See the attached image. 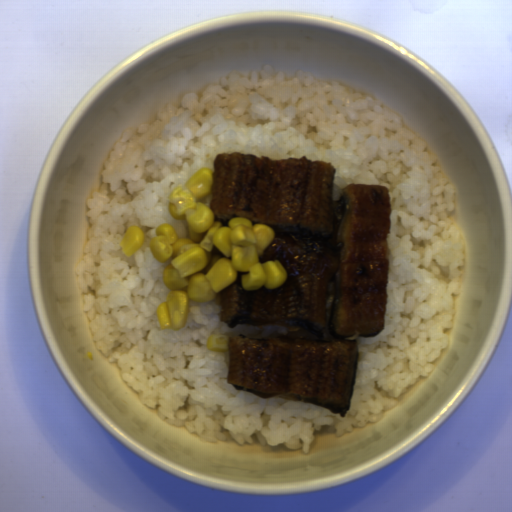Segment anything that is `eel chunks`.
<instances>
[{
	"instance_id": "1",
	"label": "eel chunks",
	"mask_w": 512,
	"mask_h": 512,
	"mask_svg": "<svg viewBox=\"0 0 512 512\" xmlns=\"http://www.w3.org/2000/svg\"><path fill=\"white\" fill-rule=\"evenodd\" d=\"M336 171L306 155L220 151L213 157L210 210L223 226L234 217L270 226L274 238L259 261L279 260L285 271L274 290H246L239 272L216 297L228 328L285 329L230 336L227 383L345 417L358 338L385 329L392 201L387 186L367 183H348L335 199Z\"/></svg>"
}]
</instances>
